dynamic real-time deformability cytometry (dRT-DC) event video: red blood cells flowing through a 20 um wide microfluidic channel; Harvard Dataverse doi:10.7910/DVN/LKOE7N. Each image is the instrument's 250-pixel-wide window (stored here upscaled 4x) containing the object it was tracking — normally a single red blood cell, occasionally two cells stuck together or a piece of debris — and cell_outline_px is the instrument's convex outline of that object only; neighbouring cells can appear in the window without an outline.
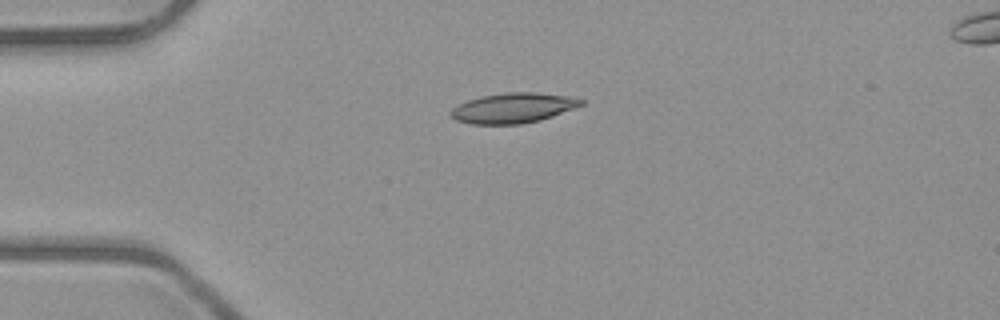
{"species": "common noctule bat (a hibernating species)", "species_latin": "Nyctalus noctula", "temperature_condition": "room temperature", "stored_images_in_passage": 3, "camera_frame_rate_fps": 3000, "um_per_image_px": 0.085, "animal": {"sex": "male", "body_mass_g": 23.1, "forearm_length_mm": 52.7}, "frame": {"image": 1, "passage_image": 1, "time_ms": 0.0, "image_size_px": [1000, 320], "cell_outline_px": [[584, 104], [552, 116], [540, 120], [520, 124], [472, 124], [456, 120], [448, 112], [452, 108], [468, 100], [480, 96], [508, 92], [536, 92], [568, 96], [584, 100]], "centroid_in_image_um": [43.6, 9.17], "position_along_channel_um": 41.4, "area_um2": 22.72}}